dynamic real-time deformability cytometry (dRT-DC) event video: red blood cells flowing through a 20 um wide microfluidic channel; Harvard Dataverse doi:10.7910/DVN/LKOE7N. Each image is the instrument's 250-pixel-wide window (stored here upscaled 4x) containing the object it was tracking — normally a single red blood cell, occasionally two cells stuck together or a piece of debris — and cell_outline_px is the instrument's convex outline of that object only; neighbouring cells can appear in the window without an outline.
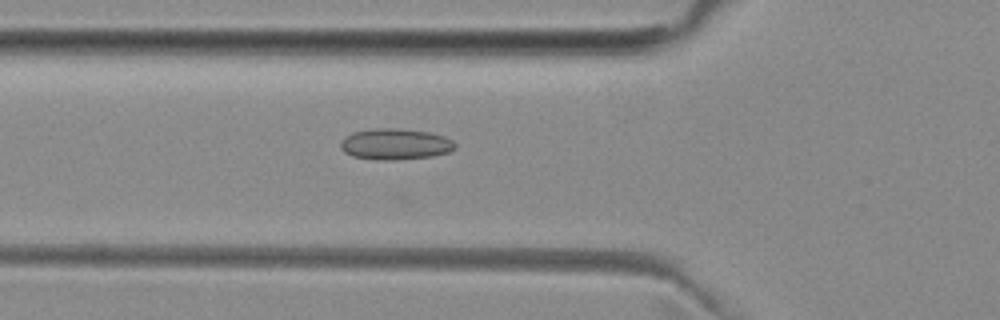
{"species": "common noctule bat (a hibernating species)", "species_latin": "Nyctalus noctula", "temperature_condition": "room temperature", "stored_images_in_passage": 34, "camera_frame_rate_fps": 3000, "um_per_image_px": 0.085, "animal": {"sex": "female", "body_mass_g": 29.2, "forearm_length_mm": 56.3}, "frame": {"image": 1, "passage_image": 3, "time_ms": 0.667, "image_size_px": [1000, 320], "cell_outline_px": [[456, 148], [448, 152], [432, 156], [392, 160], [380, 160], [352, 156], [344, 152], [340, 148], [340, 140], [344, 136], [352, 132], [372, 128], [400, 128], [428, 132], [444, 136], [452, 140], [456, 144]], "centroid_in_image_um": [33.56, 12.24], "position_along_channel_um": 92.2, "area_um2": 20.92}}
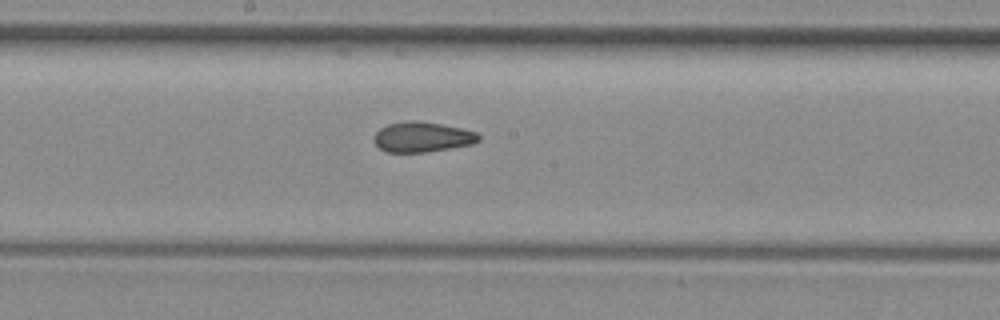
{"frame": {"image": 2, "passage_image": 12, "time_ms": 3.667, "image_size_px": [1000, 320], "cell_outline_px": [[480, 140], [472, 144], [428, 152], [384, 152], [372, 140], [372, 136], [380, 128], [388, 124], [408, 120], [420, 120], [460, 128], [476, 132], [480, 136]], "centroid_in_image_um": [35.85, 11.64], "position_along_channel_um": 212.3, "area_um2": 18.55}}
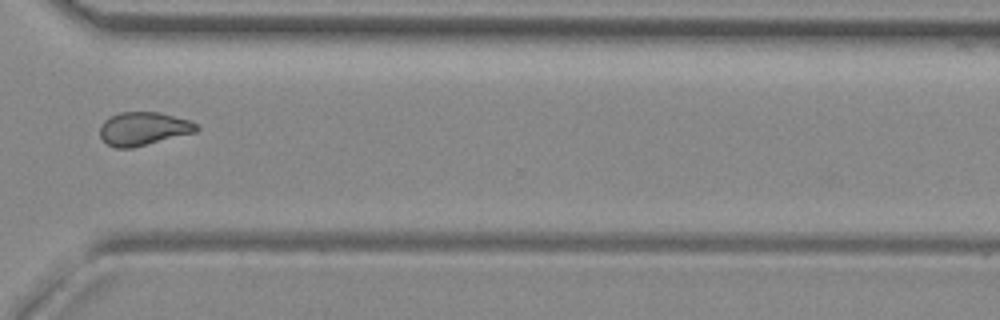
{"frame": {"image": 3, "passage_image": 23, "time_ms": 7.333, "image_size_px": [1000, 320], "cell_outline_px": [[200, 128], [196, 132], [132, 148], [116, 148], [108, 144], [100, 136], [100, 124], [104, 120], [120, 112], [160, 112], [192, 120], [200, 124]], "centroid_in_image_um": [12.24, 10.93], "position_along_channel_um": 358.4, "area_um2": 18.96}, "authors_computed_cell_mechanics": {"area_um2": 18.6405, "velocity_mm_per_s": 3.9885, "shape_relaxation_time_tau1_ms": null, "shape_relaxation_time_tau2_ms": 1.7915, "deformation_change_tau1": null, "deformation_change_tau2": 0.0779}}